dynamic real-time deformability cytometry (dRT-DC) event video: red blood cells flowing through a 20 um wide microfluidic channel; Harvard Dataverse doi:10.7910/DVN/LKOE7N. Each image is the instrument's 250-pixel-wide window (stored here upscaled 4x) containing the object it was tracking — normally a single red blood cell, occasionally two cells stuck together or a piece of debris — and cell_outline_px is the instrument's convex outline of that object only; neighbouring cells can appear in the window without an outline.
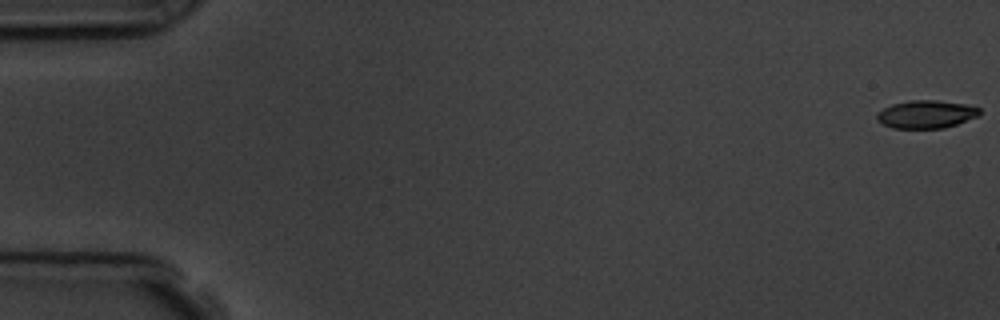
{"species": "common noctule bat (a hibernating species)", "species_latin": "Nyctalus noctula", "temperature_condition": "room temperature", "stored_images_in_passage": 4, "camera_frame_rate_fps": 3000, "um_per_image_px": 0.085, "animal": {"sex": "male", "body_mass_g": 19.5, "forearm_length_mm": 54.6}, "frame": {"image": 1, "passage_image": 1, "time_ms": 0.0, "image_size_px": [1000, 320], "cell_outline_px": [[980, 116], [944, 128], [892, 128], [876, 120], [876, 112], [892, 104], [908, 100], [936, 100], [964, 104], [980, 108]], "centroid_in_image_um": [78.71, 9.71], "position_along_channel_um": 6.3, "area_um2": 16.76}}